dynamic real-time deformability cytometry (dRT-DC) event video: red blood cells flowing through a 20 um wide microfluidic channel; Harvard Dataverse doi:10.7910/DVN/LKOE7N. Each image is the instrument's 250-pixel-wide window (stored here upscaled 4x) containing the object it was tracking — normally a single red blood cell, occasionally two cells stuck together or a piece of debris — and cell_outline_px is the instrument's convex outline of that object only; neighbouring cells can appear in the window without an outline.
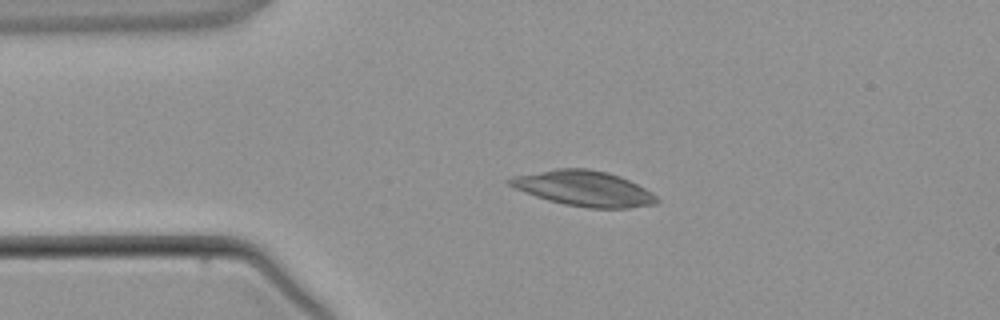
{"species": "common noctule bat (a hibernating species)", "species_latin": "Nyctalus noctula", "temperature_condition": "warm", "stored_images_in_passage": 3, "camera_frame_rate_fps": 3000, "um_per_image_px": 0.085, "animal": {"sex": "male", "body_mass_g": 21.5, "forearm_length_mm": 52.0}, "frame": {"image": 1, "passage_image": 2, "time_ms": 1.0, "image_size_px": [1000, 320], "cell_outline_px": [[660, 200], [656, 204], [628, 208], [588, 208], [564, 204], [548, 200], [524, 192], [508, 184], [504, 180], [512, 176], [556, 168], [588, 168], [608, 172], [620, 176], [652, 192]], "centroid_in_image_um": [49.62, 16.01], "position_along_channel_um": 35.4, "area_um2": 30.35}}
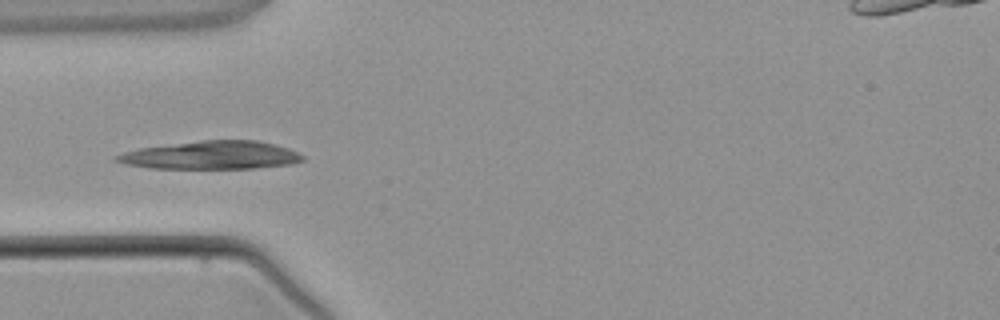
{"frame": {"image": 2, "passage_image": 3, "time_ms": 2.333, "image_size_px": [1000, 320], "cell_outline_px": [[304, 160], [292, 164], [252, 168], [148, 168], [124, 164], [112, 160], [112, 156], [124, 152], [140, 148], [200, 140], [256, 140], [288, 148], [304, 156]], "centroid_in_image_um": [17.9, 13.19], "position_along_channel_um": 67.1, "area_um2": 30.46}}